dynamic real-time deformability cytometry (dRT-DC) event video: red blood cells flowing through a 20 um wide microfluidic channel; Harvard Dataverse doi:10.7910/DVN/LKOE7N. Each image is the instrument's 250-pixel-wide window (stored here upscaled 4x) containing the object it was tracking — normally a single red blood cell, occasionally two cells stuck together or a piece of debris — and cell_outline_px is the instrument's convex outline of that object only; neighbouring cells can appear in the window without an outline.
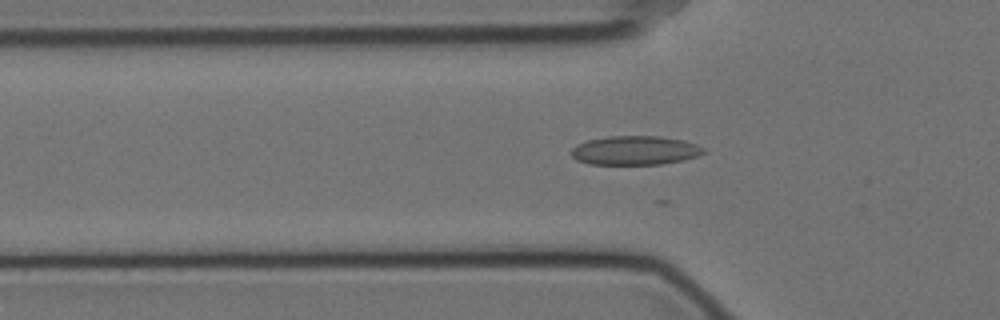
{"species": "Egyptian fruit bat (a non-hibernating species)", "species_latin": "Rousettus aegyptiacus", "temperature_condition": "cold", "stored_images_in_passage": 21, "camera_frame_rate_fps": 3000, "um_per_image_px": 0.085, "animal": {"sex": "female"}, "frame": {"image": 1, "passage_image": 13, "time_ms": 4.0, "image_size_px": [1000, 320], "cell_outline_px": [[708, 152], [684, 160], [660, 164], [588, 164], [576, 160], [572, 156], [572, 148], [576, 144], [588, 140], [608, 136], [660, 136], [684, 140], [696, 144], [704, 148]], "centroid_in_image_um": [53.99, 12.78], "position_along_channel_um": 71.8, "area_um2": 22.48}}
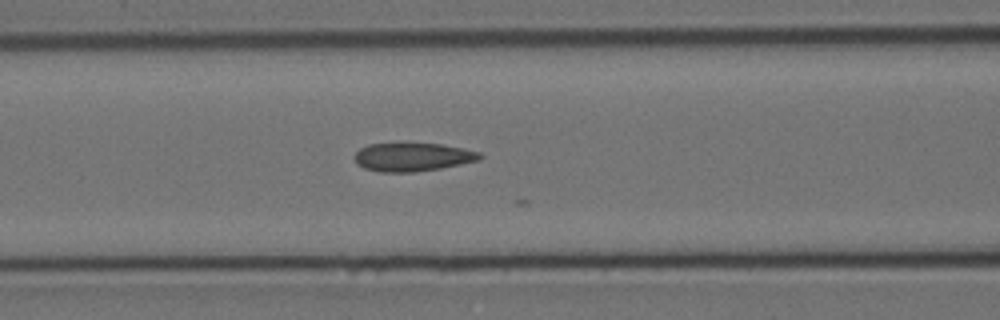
{"frame": {"image": 2, "passage_image": 18, "time_ms": 5.667, "image_size_px": [1000, 320], "cell_outline_px": [[484, 156], [480, 160], [440, 168], [416, 172], [380, 172], [364, 168], [356, 164], [352, 156], [360, 148], [368, 144], [404, 140], [440, 144], [480, 152]], "centroid_in_image_um": [35.0, 13.3], "position_along_channel_um": 131.6, "area_um2": 21.73}}